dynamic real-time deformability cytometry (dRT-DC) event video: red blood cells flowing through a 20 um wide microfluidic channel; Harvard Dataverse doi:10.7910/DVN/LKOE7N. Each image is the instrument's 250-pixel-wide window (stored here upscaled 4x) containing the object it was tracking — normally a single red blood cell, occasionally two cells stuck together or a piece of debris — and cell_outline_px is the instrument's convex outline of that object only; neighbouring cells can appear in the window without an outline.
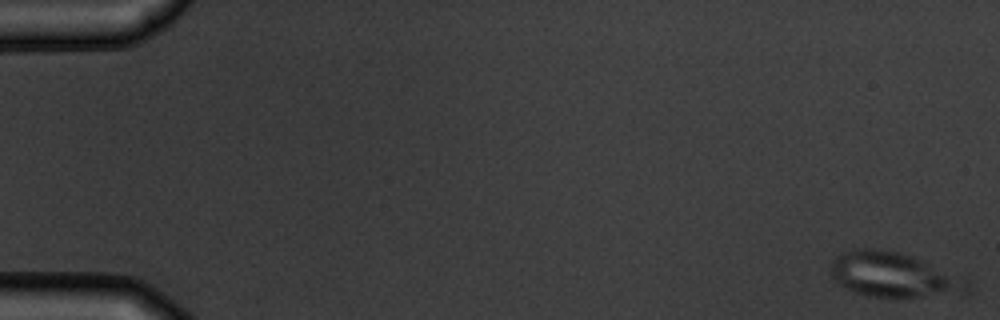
{"species": "common noctule bat (a hibernating species)", "species_latin": "Nyctalus noctula", "temperature_condition": "warm", "stored_images_in_passage": 5, "camera_frame_rate_fps": 3000, "um_per_image_px": 0.085, "animal": {"sex": "male", "body_mass_g": 19.5, "forearm_length_mm": 54.6}, "frame": {"image": 1, "passage_image": 1, "time_ms": 0.0, "image_size_px": [1000, 320], "cell_outline_px": [[968, 284], [964, 288], [920, 296], [868, 296], [856, 292], [840, 284], [832, 276], [832, 260], [840, 252], [856, 248], [872, 248], [900, 252], [968, 276]], "centroid_in_image_um": [75.88, 23.29], "position_along_channel_um": 9.1, "area_um2": 34.62}}